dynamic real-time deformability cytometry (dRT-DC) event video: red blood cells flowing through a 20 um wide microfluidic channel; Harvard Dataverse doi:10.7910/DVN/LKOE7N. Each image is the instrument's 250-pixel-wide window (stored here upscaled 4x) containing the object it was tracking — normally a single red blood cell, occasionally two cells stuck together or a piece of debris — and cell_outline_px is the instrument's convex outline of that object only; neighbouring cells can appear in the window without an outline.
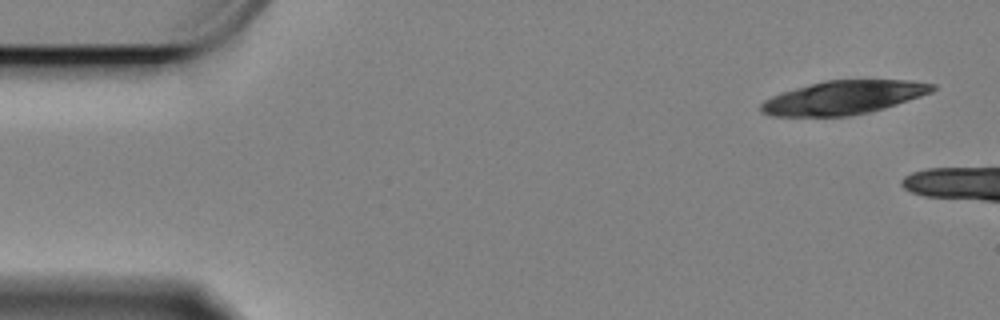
{"species": "Egyptian fruit bat (a non-hibernating species)", "species_latin": "Rousettus aegyptiacus", "temperature_condition": "cold", "stored_images_in_passage": 8, "camera_frame_rate_fps": 3000, "um_per_image_px": 0.085, "animal": {"sex": "female"}, "frame": {"image": 1, "passage_image": 1, "time_ms": 0.0, "image_size_px": [1000, 320], "cell_outline_px": [[936, 88], [932, 92], [884, 108], [868, 112], [848, 116], [772, 116], [760, 112], [760, 104], [764, 100], [772, 96], [796, 88], [824, 80], [908, 80], [936, 84]], "centroid_in_image_um": [71.69, 8.29], "position_along_channel_um": 13.3, "area_um2": 33.35}}